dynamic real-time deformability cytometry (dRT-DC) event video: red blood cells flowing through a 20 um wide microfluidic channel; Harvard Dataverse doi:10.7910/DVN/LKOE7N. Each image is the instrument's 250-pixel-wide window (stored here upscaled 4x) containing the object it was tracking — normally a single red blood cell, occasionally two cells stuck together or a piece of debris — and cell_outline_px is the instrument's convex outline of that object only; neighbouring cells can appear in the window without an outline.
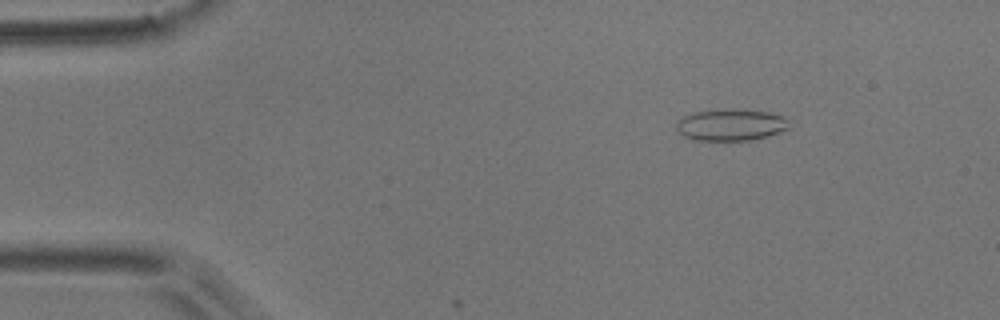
{"species": "common noctule bat (a hibernating species)", "species_latin": "Nyctalus noctula", "temperature_condition": "room temperature", "stored_images_in_passage": 3, "camera_frame_rate_fps": 3000, "um_per_image_px": 0.085, "animal": {"sex": "male", "body_mass_g": 17.9}, "frame": {"image": 1, "passage_image": 1, "time_ms": 0.0, "image_size_px": [1000, 320], "cell_outline_px": [[792, 128], [768, 136], [752, 140], [696, 140], [684, 136], [676, 128], [676, 120], [692, 112], [768, 112], [784, 116]], "centroid_in_image_um": [62.14, 10.67], "position_along_channel_um": 22.9, "area_um2": 19.94}}